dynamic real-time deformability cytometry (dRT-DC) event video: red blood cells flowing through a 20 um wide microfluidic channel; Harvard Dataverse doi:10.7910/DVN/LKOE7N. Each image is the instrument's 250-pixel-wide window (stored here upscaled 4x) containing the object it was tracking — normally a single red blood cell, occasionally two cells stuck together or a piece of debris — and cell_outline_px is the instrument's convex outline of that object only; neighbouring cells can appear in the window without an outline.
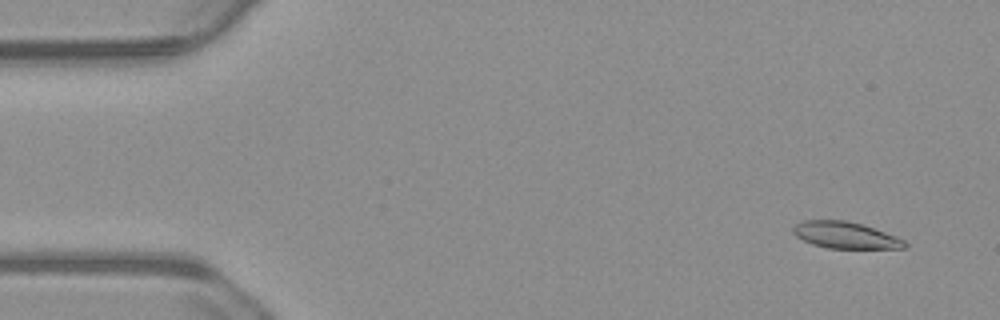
{"species": "common noctule bat (a hibernating species)", "species_latin": "Nyctalus noctula", "temperature_condition": "warm", "stored_images_in_passage": 56, "camera_frame_rate_fps": 3000, "um_per_image_px": 0.085, "animal": {"sex": "male", "body_mass_g": 23.1, "forearm_length_mm": 52.7}, "frame": {"image": 1, "passage_image": 4, "time_ms": 1.0, "image_size_px": [1000, 320], "cell_outline_px": [[908, 244], [904, 248], [828, 248], [812, 244], [796, 236], [792, 232], [792, 228], [796, 224], [804, 220], [844, 220], [864, 224], [896, 236], [904, 240]], "centroid_in_image_um": [71.86, 19.98], "position_along_channel_um": 13.1, "area_um2": 17.28}}
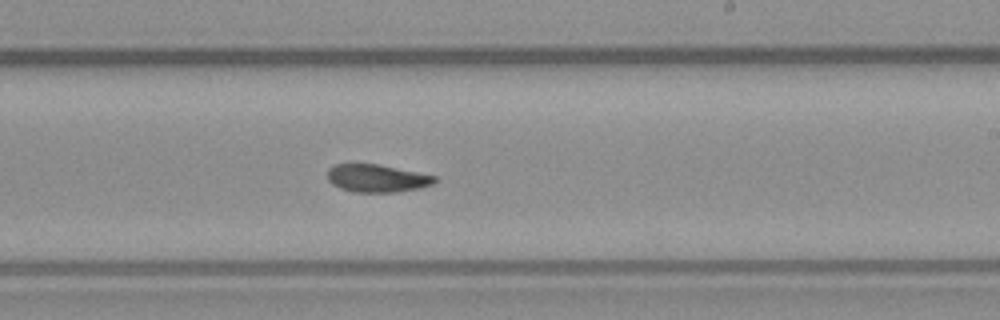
{"frame": {"image": 2, "passage_image": 33, "time_ms": 10.667, "image_size_px": [1000, 320], "cell_outline_px": [[436, 180], [432, 184], [420, 188], [396, 192], [352, 192], [340, 188], [332, 184], [328, 180], [328, 168], [336, 164], [380, 164], [436, 176]], "centroid_in_image_um": [32.02, 15.15], "position_along_channel_um": 257.0, "area_um2": 17.34}}
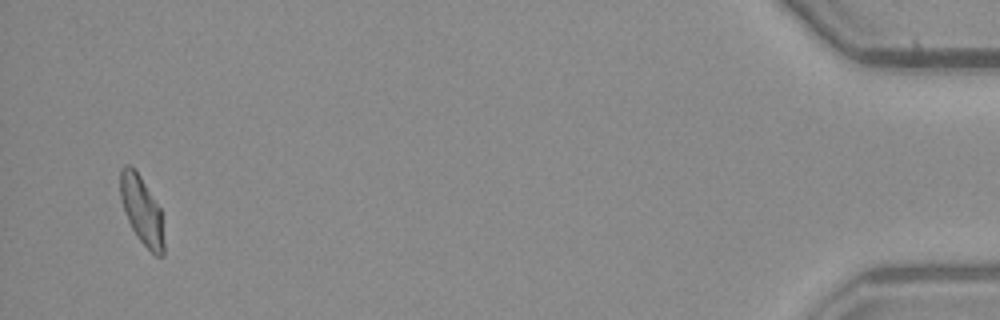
{"frame": {"image": 3, "passage_image": 54, "time_ms": 17.667, "image_size_px": [1000, 320], "cell_outline_px": [[164, 256], [156, 256], [136, 236], [124, 212], [120, 196], [120, 168], [124, 164], [132, 164], [136, 168], [160, 208], [164, 244]], "centroid_in_image_um": [12.03, 17.81], "position_along_channel_um": 423.2, "area_um2": 17.46}, "authors_computed_cell_mechanics": {"area_um2": 18.0914, "velocity_mm_per_s": 3.6992, "shape_relaxation_time_tau1_ms": 5.803, "shape_relaxation_time_tau2_ms": 3.6051, "deformation_change_tau1": 0.1616, "deformation_change_tau2": 0.1002}}